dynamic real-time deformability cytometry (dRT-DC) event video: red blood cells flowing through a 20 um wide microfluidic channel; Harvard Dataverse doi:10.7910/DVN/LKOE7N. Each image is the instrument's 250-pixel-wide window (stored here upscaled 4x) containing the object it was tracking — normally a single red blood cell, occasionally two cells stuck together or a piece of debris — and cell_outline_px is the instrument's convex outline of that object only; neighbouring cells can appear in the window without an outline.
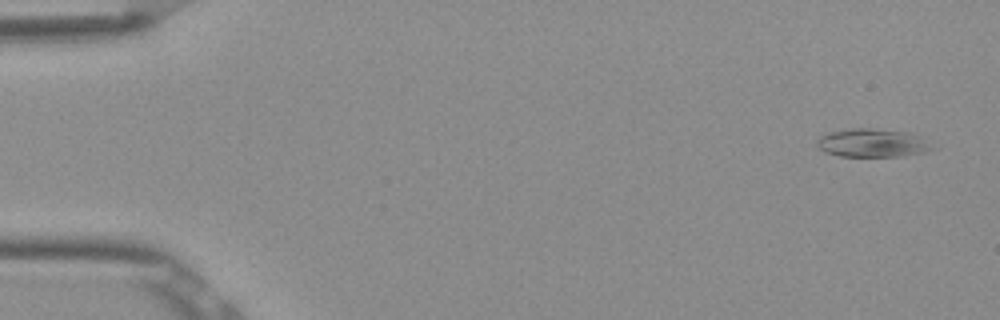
{"species": "Egyptian fruit bat (a non-hibernating species)", "species_latin": "Rousettus aegyptiacus", "temperature_condition": "room temperature", "stored_images_in_passage": 6, "camera_frame_rate_fps": 3000, "um_per_image_px": 0.085, "frame": {"image": 1, "passage_image": 1, "time_ms": 0.0, "image_size_px": [1000, 320], "cell_outline_px": [[940, 148], [924, 152], [904, 156], [840, 156], [824, 152], [816, 144], [816, 140], [820, 136], [828, 132], [852, 128], [872, 128], [912, 132], [920, 136]], "centroid_in_image_um": [74.22, 12.14], "position_along_channel_um": 10.8, "area_um2": 19.48}}
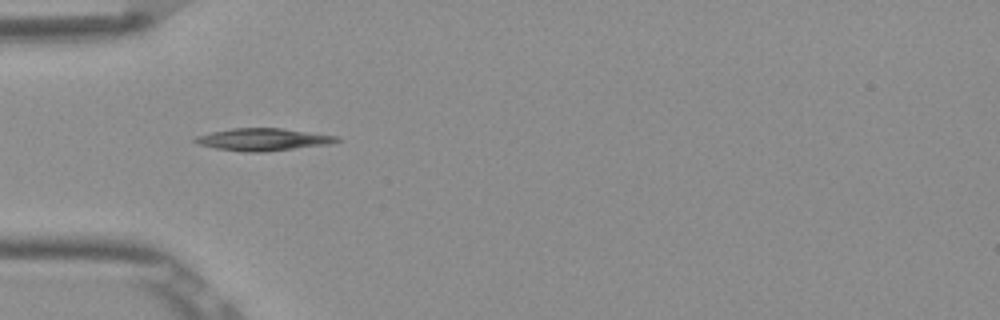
{"frame": {"image": 2, "passage_image": 5, "time_ms": 1.333, "image_size_px": [1000, 320], "cell_outline_px": [[340, 140], [332, 144], [264, 152], [244, 152], [216, 148], [200, 144], [192, 140], [196, 136], [208, 132], [232, 128], [280, 128], [340, 136]], "centroid_in_image_um": [22.38, 11.85], "position_along_channel_um": 62.6, "area_um2": 18.55}}
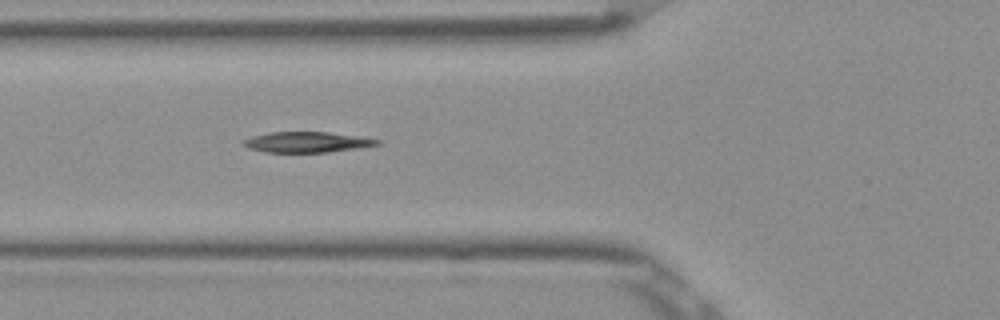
{"frame": {"image": 3, "passage_image": 6, "time_ms": 1.667, "image_size_px": [1000, 320], "cell_outline_px": [[380, 144], [360, 148], [328, 152], [264, 152], [248, 148], [244, 144], [244, 140], [252, 136], [272, 132], [328, 132], [360, 136], [380, 140]], "centroid_in_image_um": [26.12, 12.08], "position_along_channel_um": 99.7, "area_um2": 15.95}}